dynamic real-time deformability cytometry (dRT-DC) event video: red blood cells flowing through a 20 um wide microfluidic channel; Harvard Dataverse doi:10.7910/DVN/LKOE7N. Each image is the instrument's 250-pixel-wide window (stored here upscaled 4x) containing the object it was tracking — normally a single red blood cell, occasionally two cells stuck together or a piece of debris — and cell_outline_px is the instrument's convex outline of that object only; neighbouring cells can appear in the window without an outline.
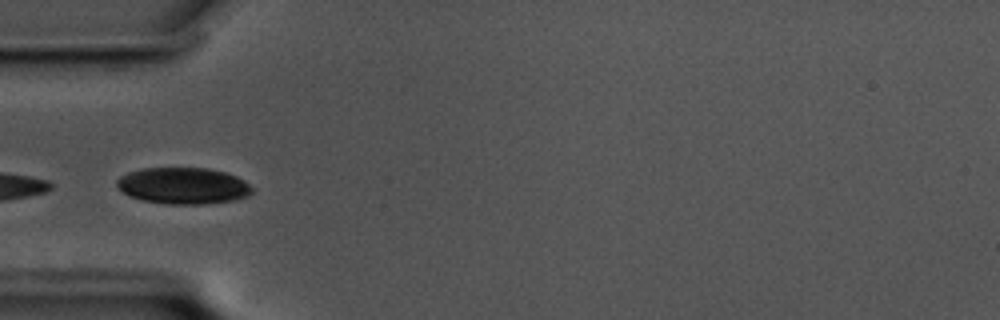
{"species": "common noctule bat (a hibernating species)", "species_latin": "Nyctalus noctula", "temperature_condition": "cold", "stored_images_in_passage": 9, "camera_frame_rate_fps": 3000, "um_per_image_px": 0.085, "animal": {"sex": "male", "body_mass_g": 17.5, "forearm_length_mm": 52.3}, "frame": {"image": 1, "passage_image": 1, "time_ms": 0.0, "image_size_px": [1000, 320], "cell_outline_px": [[252, 192], [248, 196], [236, 200], [208, 204], [168, 204], [144, 200], [128, 196], [116, 184], [116, 180], [120, 176], [128, 172], [144, 168], [208, 168], [224, 172], [236, 176], [244, 180], [252, 188]], "centroid_in_image_um": [15.59, 15.79], "position_along_channel_um": 69.4, "area_um2": 28.78}}